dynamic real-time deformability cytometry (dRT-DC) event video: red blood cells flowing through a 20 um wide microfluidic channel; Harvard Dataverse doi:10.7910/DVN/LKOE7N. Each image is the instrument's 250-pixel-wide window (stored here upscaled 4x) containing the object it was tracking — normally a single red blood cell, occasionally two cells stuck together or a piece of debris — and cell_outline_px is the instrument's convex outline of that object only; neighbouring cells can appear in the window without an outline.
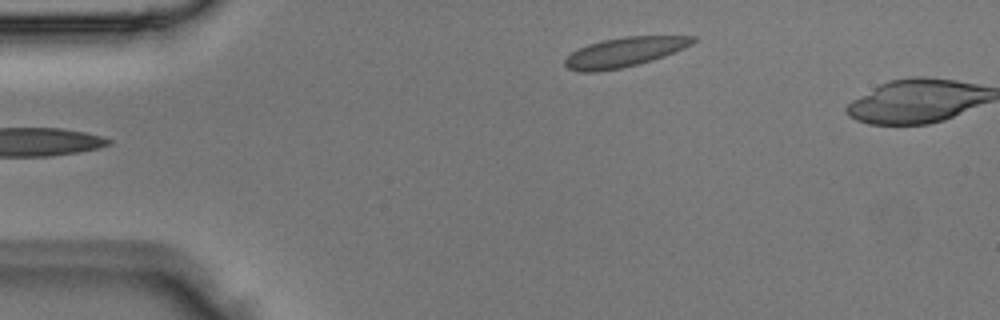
{"species": "Egyptian fruit bat (a non-hibernating species)", "species_latin": "Rousettus aegyptiacus", "temperature_condition": "room temperature", "stored_images_in_passage": 3, "camera_frame_rate_fps": 3000, "um_per_image_px": 0.085, "animal": {"sex": "male"}, "frame": {"image": 1, "passage_image": 3, "time_ms": 0.667, "image_size_px": [1000, 320], "cell_outline_px": [[696, 40], [692, 44], [684, 48], [664, 56], [652, 60], [620, 68], [600, 72], [576, 72], [568, 68], [564, 64], [564, 60], [572, 52], [588, 44], [600, 40], [624, 36], [696, 36]], "centroid_in_image_um": [53.05, 4.43], "position_along_channel_um": 32.0, "area_um2": 22.02}}